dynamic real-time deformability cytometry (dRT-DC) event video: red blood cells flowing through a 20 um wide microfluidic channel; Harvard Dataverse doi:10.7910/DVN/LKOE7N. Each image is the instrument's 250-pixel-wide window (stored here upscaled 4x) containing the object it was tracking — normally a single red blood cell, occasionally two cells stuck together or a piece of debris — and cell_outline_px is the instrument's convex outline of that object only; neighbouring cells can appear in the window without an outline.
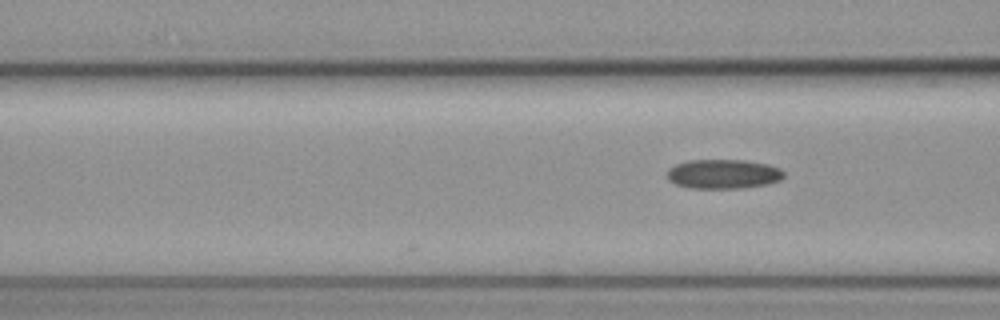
{"species": "common noctule bat (a hibernating species)", "species_latin": "Nyctalus noctula", "temperature_condition": "cold", "stored_images_in_passage": 9, "camera_frame_rate_fps": 3000, "um_per_image_px": 0.085, "animal": {"sex": "female", "body_mass_g": 19.3, "forearm_length_mm": 54.1}, "frame": {"image": 1, "passage_image": 6, "time_ms": 1.667, "image_size_px": [1000, 320], "cell_outline_px": [[784, 176], [780, 180], [768, 184], [740, 188], [688, 188], [676, 184], [668, 180], [668, 168], [676, 164], [688, 160], [744, 160], [768, 164], [780, 168], [784, 172]], "centroid_in_image_um": [61.48, 14.79], "position_along_channel_um": 105.1, "area_um2": 20.06}}
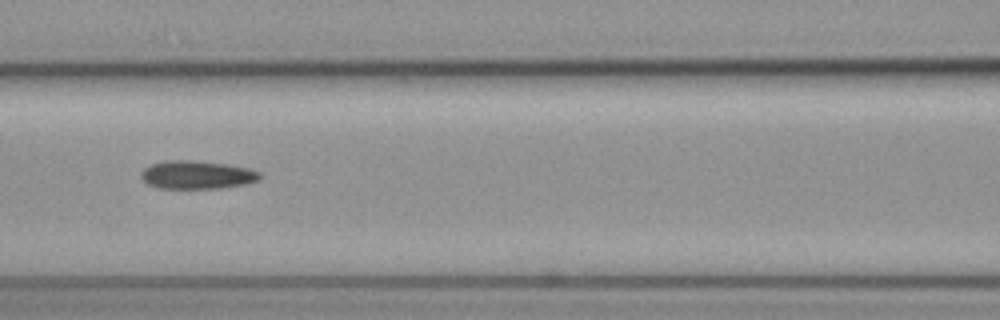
{"frame": {"image": 2, "passage_image": 8, "time_ms": 2.333, "image_size_px": [1000, 320], "cell_outline_px": [[260, 180], [244, 184], [220, 188], [160, 188], [148, 184], [140, 176], [140, 172], [144, 168], [152, 164], [164, 160], [196, 160], [228, 164], [248, 168], [260, 172]], "centroid_in_image_um": [16.73, 14.85], "position_along_channel_um": 149.9, "area_um2": 19.59}}
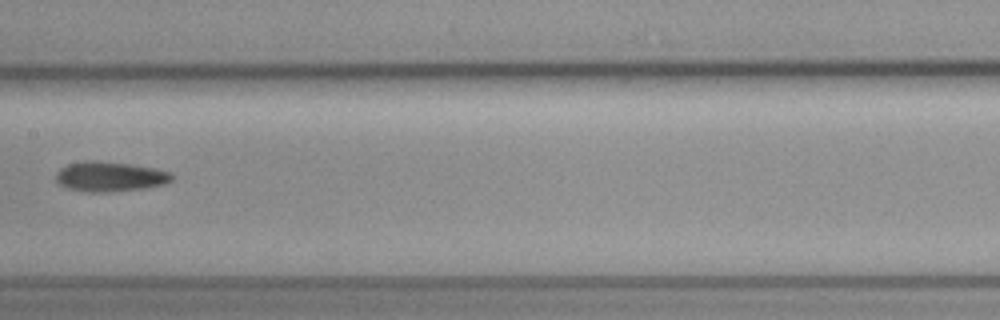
{"frame": {"image": 3, "passage_image": 9, "time_ms": 2.667, "image_size_px": [1000, 320], "cell_outline_px": [[172, 180], [164, 184], [148, 188], [108, 192], [88, 192], [68, 188], [60, 184], [56, 180], [56, 172], [60, 168], [68, 164], [88, 160], [96, 160], [132, 164], [156, 168], [168, 172], [172, 176]], "centroid_in_image_um": [9.34, 15.0], "position_along_channel_um": 198.1, "area_um2": 20.29}}